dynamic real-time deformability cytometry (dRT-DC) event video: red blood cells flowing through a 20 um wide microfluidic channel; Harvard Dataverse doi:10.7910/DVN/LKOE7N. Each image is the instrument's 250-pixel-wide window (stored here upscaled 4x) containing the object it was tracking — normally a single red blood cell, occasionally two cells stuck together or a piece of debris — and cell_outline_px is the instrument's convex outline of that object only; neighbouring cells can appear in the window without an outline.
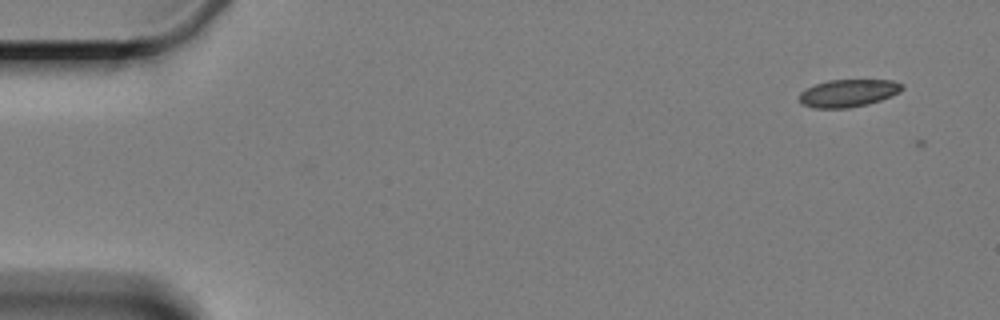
{"species": "Egyptian fruit bat (a non-hibernating species)", "species_latin": "Rousettus aegyptiacus", "temperature_condition": "cold", "stored_images_in_passage": 2, "camera_frame_rate_fps": 3000, "um_per_image_px": 0.085, "animal": {"sex": "female"}, "frame": {"image": 1, "passage_image": 1, "time_ms": 0.0, "image_size_px": [1000, 320], "cell_outline_px": [[904, 88], [900, 92], [892, 96], [868, 104], [848, 108], [812, 108], [804, 104], [800, 100], [800, 92], [816, 84], [828, 80], [892, 80], [904, 84]], "centroid_in_image_um": [72.15, 7.91], "position_along_channel_um": 12.9, "area_um2": 16.47}}